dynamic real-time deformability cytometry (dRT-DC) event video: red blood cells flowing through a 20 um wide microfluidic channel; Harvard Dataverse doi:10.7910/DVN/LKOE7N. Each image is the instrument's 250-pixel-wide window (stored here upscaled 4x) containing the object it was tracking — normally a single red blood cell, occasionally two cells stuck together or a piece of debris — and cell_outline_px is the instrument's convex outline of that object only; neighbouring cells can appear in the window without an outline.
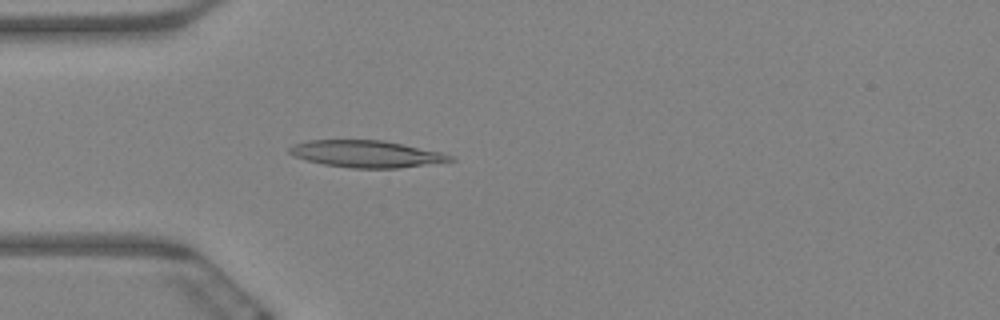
{"species": "Egyptian fruit bat (a non-hibernating species)", "species_latin": "Rousettus aegyptiacus", "temperature_condition": "warm", "stored_images_in_passage": 46, "camera_frame_rate_fps": 3000, "um_per_image_px": 0.085, "animal": {"sex": "female"}, "frame": {"image": 1, "passage_image": 2, "time_ms": 0.333, "image_size_px": [1000, 320], "cell_outline_px": [[456, 160], [400, 168], [352, 168], [324, 164], [292, 156], [288, 152], [288, 148], [292, 144], [308, 140], [384, 140], [440, 152], [452, 156]], "centroid_in_image_um": [31.1, 13.08], "position_along_channel_um": 53.9, "area_um2": 25.14}}
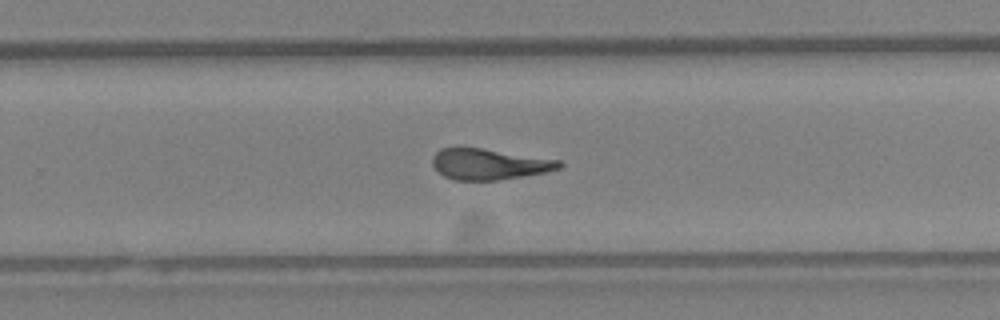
{"frame": {"image": 2, "passage_image": 24, "time_ms": 7.667, "image_size_px": [1000, 320], "cell_outline_px": [[564, 164], [560, 168], [544, 172], [496, 180], [452, 180], [444, 176], [432, 164], [432, 156], [440, 148], [456, 144], [460, 144], [560, 160]], "centroid_in_image_um": [41.5, 13.9], "position_along_channel_um": 288.3, "area_um2": 23.41}}
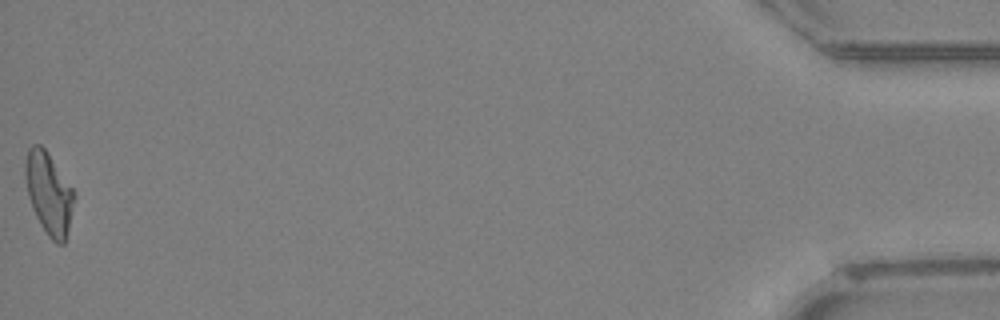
{"frame": {"image": 3, "passage_image": 46, "time_ms": 15.0, "image_size_px": [1000, 320], "cell_outline_px": [[76, 196], [64, 244], [56, 244], [48, 236], [40, 224], [32, 208], [28, 196], [24, 176], [24, 160], [28, 148], [32, 144], [40, 144], [48, 152], [72, 188]], "centroid_in_image_um": [4.13, 16.4], "position_along_channel_um": 431.1, "area_um2": 23.47}, "authors_computed_cell_mechanics": {"area_um2": 23.409, "velocity_mm_per_s": 3.2924, "shape_relaxation_time_tau1_ms": null, "shape_relaxation_time_tau2_ms": 2.0984, "deformation_change_tau1": null, "deformation_change_tau2": 0.1073}}